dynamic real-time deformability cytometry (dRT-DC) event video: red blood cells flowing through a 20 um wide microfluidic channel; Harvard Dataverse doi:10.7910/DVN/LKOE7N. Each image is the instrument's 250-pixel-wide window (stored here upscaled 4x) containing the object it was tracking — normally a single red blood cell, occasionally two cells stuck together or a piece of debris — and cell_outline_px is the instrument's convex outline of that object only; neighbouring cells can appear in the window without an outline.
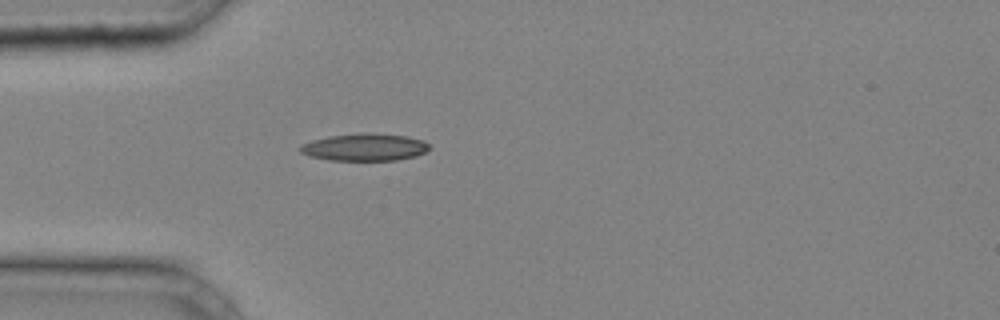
{"species": "common noctule bat (a hibernating species)", "species_latin": "Nyctalus noctula", "temperature_condition": "cold", "stored_images_in_passage": 29, "camera_frame_rate_fps": 3000, "um_per_image_px": 0.085, "animal": {"sex": "male", "body_mass_g": 20.4}, "frame": {"image": 1, "passage_image": 1, "time_ms": 0.0, "image_size_px": [1000, 320], "cell_outline_px": [[432, 148], [416, 156], [396, 160], [328, 160], [308, 156], [300, 152], [300, 144], [312, 140], [328, 136], [360, 132], [368, 132], [404, 136], [424, 140]], "centroid_in_image_um": [30.98, 12.5], "position_along_channel_um": 54.0, "area_um2": 20.75}}
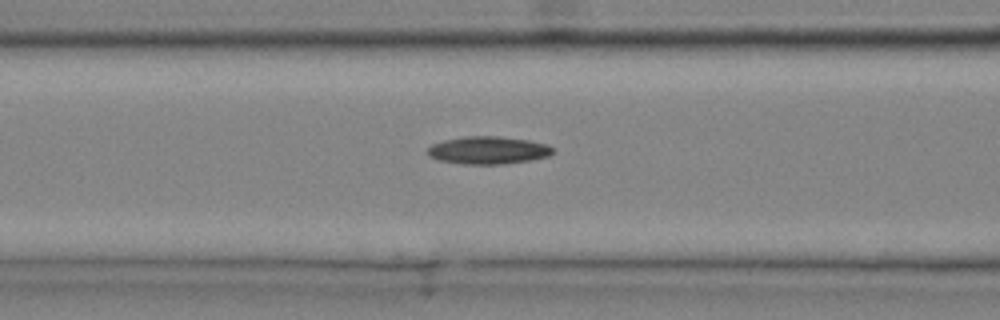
{"frame": {"image": 2, "passage_image": 6, "time_ms": 1.667, "image_size_px": [1000, 320], "cell_outline_px": [[556, 152], [548, 156], [532, 160], [504, 164], [464, 164], [440, 160], [428, 156], [424, 152], [432, 144], [444, 140], [464, 136], [500, 136], [528, 140], [548, 144], [556, 148]], "centroid_in_image_um": [41.53, 12.77], "position_along_channel_um": 125.1, "area_um2": 20.52}}
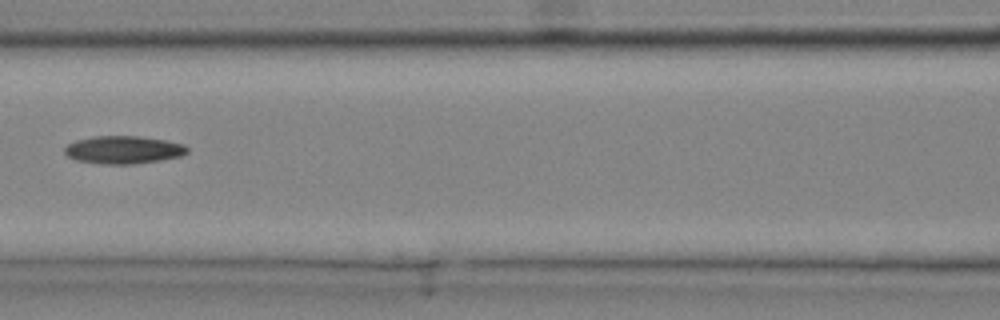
{"frame": {"image": 3, "passage_image": 8, "time_ms": 2.333, "image_size_px": [1000, 320], "cell_outline_px": [[188, 152], [180, 156], [160, 160], [132, 164], [100, 164], [76, 160], [68, 156], [64, 152], [64, 148], [68, 144], [76, 140], [92, 136], [136, 136], [164, 140], [184, 144], [188, 148]], "centroid_in_image_um": [10.47, 12.73], "position_along_channel_um": 156.1, "area_um2": 19.83}}